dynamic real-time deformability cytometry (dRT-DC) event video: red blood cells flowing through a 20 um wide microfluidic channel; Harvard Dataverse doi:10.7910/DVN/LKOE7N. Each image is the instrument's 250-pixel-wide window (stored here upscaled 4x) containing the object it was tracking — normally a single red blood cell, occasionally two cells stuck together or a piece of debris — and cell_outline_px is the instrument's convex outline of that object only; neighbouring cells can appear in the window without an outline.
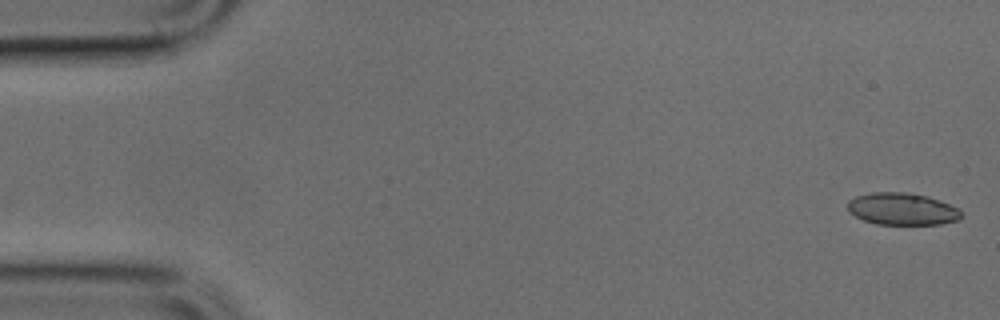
{"species": "common noctule bat (a hibernating species)", "species_latin": "Nyctalus noctula", "temperature_condition": "cold", "stored_images_in_passage": 13, "camera_frame_rate_fps": 3000, "um_per_image_px": 0.085, "animal": {"sex": "male", "body_mass_g": 17.9, "forearm_length_mm": 54.2}, "frame": {"image": 1, "passage_image": 1, "time_ms": 0.0, "image_size_px": [1000, 320], "cell_outline_px": [[960, 220], [940, 224], [876, 224], [864, 220], [848, 212], [848, 200], [856, 196], [872, 192], [904, 192], [928, 196], [948, 204], [956, 208], [960, 212]], "centroid_in_image_um": [76.65, 17.76], "position_along_channel_um": 8.4, "area_um2": 21.1}}
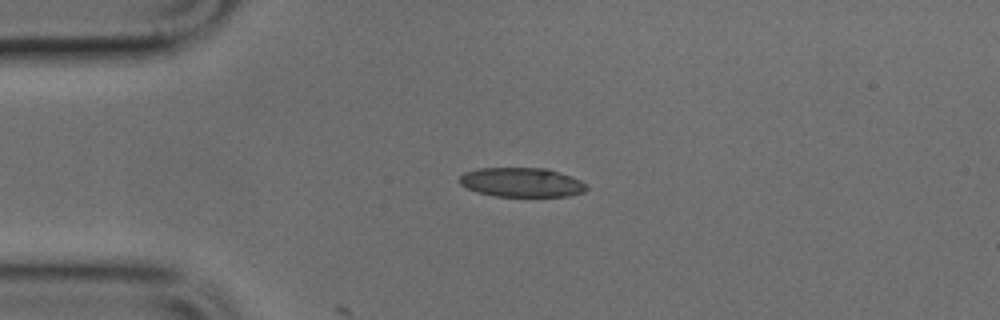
{"frame": {"image": 2, "passage_image": 11, "time_ms": 3.333, "image_size_px": [1000, 320], "cell_outline_px": [[588, 188], [584, 192], [568, 196], [492, 196], [476, 192], [460, 184], [460, 176], [464, 172], [480, 168], [548, 168], [580, 180], [588, 184]], "centroid_in_image_um": [44.35, 15.5], "position_along_channel_um": 40.7, "area_um2": 21.73}}